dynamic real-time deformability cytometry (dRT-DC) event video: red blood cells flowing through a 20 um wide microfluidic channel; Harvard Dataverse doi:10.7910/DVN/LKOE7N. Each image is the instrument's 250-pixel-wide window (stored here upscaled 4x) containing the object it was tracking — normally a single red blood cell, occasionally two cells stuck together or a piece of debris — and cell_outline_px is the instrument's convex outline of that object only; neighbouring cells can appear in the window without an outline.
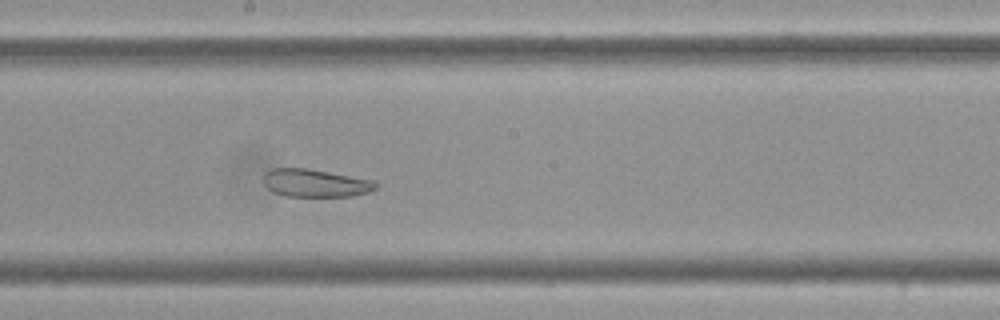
{"species": "Egyptian fruit bat (a non-hibernating species)", "species_latin": "Rousettus aegyptiacus", "temperature_condition": "cold", "stored_images_in_passage": 55, "camera_frame_rate_fps": 3000, "um_per_image_px": 0.085, "frame": {"image": 1, "passage_image": 29, "time_ms": 9.333, "image_size_px": [1000, 320], "cell_outline_px": [[380, 184], [376, 188], [368, 192], [352, 196], [284, 196], [272, 192], [264, 184], [264, 176], [272, 168], [308, 168], [372, 180]], "centroid_in_image_um": [26.81, 15.56], "position_along_channel_um": 221.4, "area_um2": 18.15}}
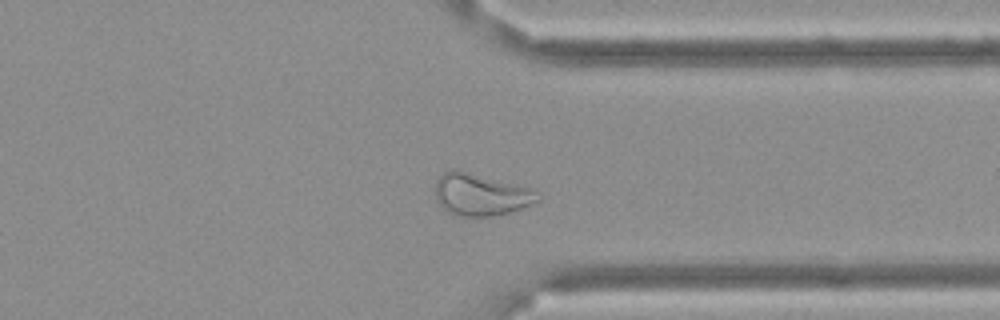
{"frame": {"image": 2, "passage_image": 42, "time_ms": 13.667, "image_size_px": [1000, 320], "cell_outline_px": [[544, 196], [540, 200], [532, 204], [512, 212], [492, 216], [456, 216], [448, 212], [436, 200], [436, 180], [444, 172], [452, 168], [532, 188], [540, 192]], "centroid_in_image_um": [40.92, 16.55], "position_along_channel_um": 370.5, "area_um2": 25.32}}
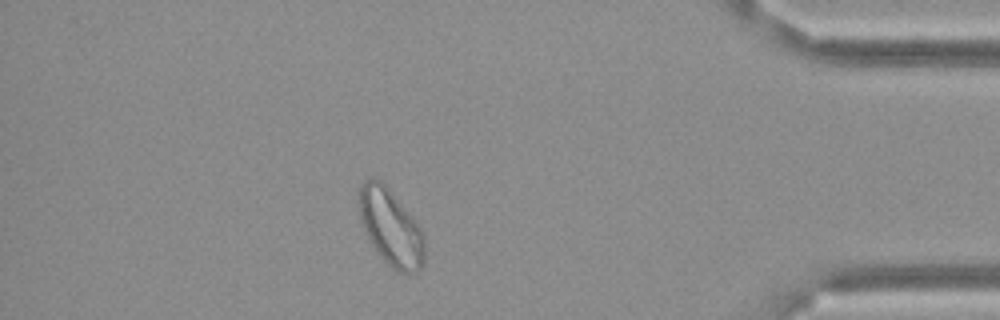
{"frame": {"image": 3, "passage_image": 48, "time_ms": 15.667, "image_size_px": [1000, 320], "cell_outline_px": [[424, 260], [420, 268], [416, 272], [396, 272], [376, 252], [364, 228], [360, 216], [360, 184], [364, 180], [372, 176], [380, 180], [388, 188], [420, 228], [424, 236]], "centroid_in_image_um": [33.21, 19.34], "position_along_channel_um": 402.0, "area_um2": 28.55}, "authors_computed_cell_mechanics": {"area_um2": 27.1082, "velocity_mm_per_s": 3.4528, "shape_relaxation_time_tau1_ms": null, "shape_relaxation_time_tau2_ms": 3.5788, "deformation_change_tau1": null, "deformation_change_tau2": 0.1051}}